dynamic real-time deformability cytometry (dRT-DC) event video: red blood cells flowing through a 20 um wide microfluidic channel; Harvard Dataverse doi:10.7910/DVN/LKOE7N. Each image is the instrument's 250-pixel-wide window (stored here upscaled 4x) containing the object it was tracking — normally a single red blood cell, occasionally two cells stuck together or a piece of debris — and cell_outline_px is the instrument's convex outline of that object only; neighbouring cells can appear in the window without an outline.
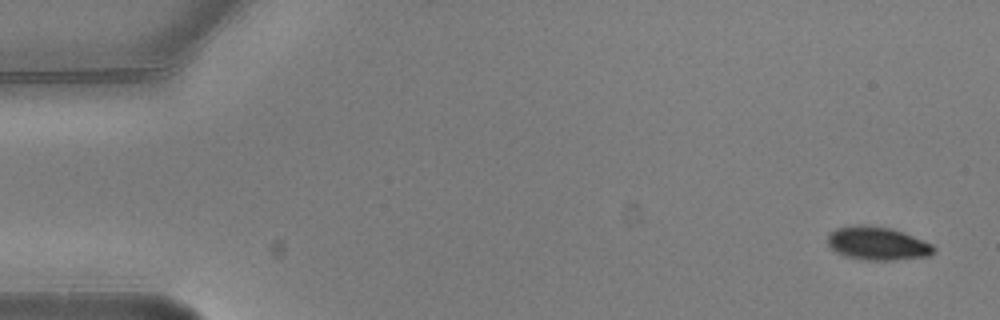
{"species": "common noctule bat (a hibernating species)", "species_latin": "Nyctalus noctula", "temperature_condition": "warm", "stored_images_in_passage": 5, "camera_frame_rate_fps": 3000, "um_per_image_px": 0.085, "animal": {"sex": "male", "body_mass_g": 20.5, "forearm_length_mm": 52.5}, "frame": {"image": 1, "passage_image": 1, "time_ms": 0.0, "image_size_px": [1000, 320], "cell_outline_px": [[936, 252], [928, 256], [892, 260], [860, 260], [844, 256], [828, 248], [828, 236], [836, 228], [852, 224], [872, 224], [892, 228], [904, 232], [932, 244], [936, 248]], "centroid_in_image_um": [74.56, 20.68], "position_along_channel_um": 10.4, "area_um2": 21.1}}
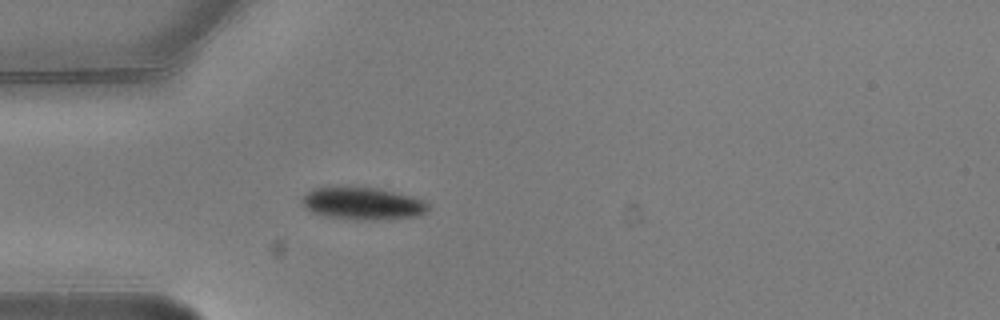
{"frame": {"image": 2, "passage_image": 5, "time_ms": 1.333, "image_size_px": [1000, 320], "cell_outline_px": [[428, 212], [420, 216], [388, 220], [356, 220], [324, 216], [312, 212], [304, 208], [300, 204], [300, 200], [312, 188], [328, 184], [380, 188], [412, 196], [424, 200], [428, 204]], "centroid_in_image_um": [30.79, 17.27], "position_along_channel_um": 54.2, "area_um2": 25.09}}